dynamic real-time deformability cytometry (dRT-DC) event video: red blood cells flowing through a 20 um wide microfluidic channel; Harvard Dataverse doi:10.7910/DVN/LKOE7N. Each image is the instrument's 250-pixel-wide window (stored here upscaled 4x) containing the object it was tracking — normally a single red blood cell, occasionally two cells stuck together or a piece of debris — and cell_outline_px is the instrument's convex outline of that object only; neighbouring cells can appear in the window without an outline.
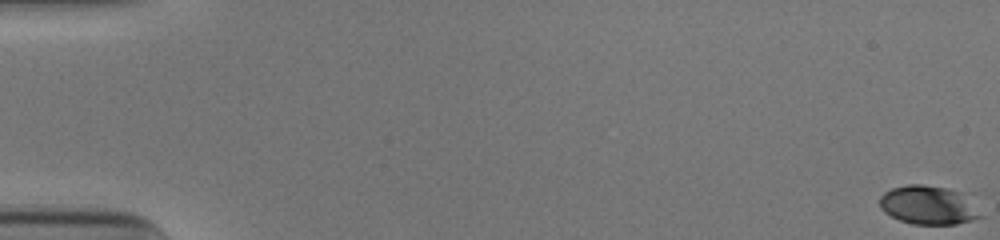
{"species": "human", "species_latin": "Homo sapiens", "temperature_condition": "cold", "stored_images_in_passage": 53, "camera_frame_rate_fps": 3000, "um_per_image_px": 0.085, "donor": {"sex": "male"}, "frame": {"image": 1, "passage_image": 1, "time_ms": 0.0, "image_size_px": [1000, 240], "cell_outline_px": [[984, 216], [972, 220], [956, 224], [912, 224], [900, 220], [884, 212], [880, 208], [880, 196], [884, 192], [892, 188], [908, 184], [920, 184], [944, 188], [960, 192]], "centroid_in_image_um": [78.86, 17.44], "position_along_channel_um": 6.1, "area_um2": 22.43}}
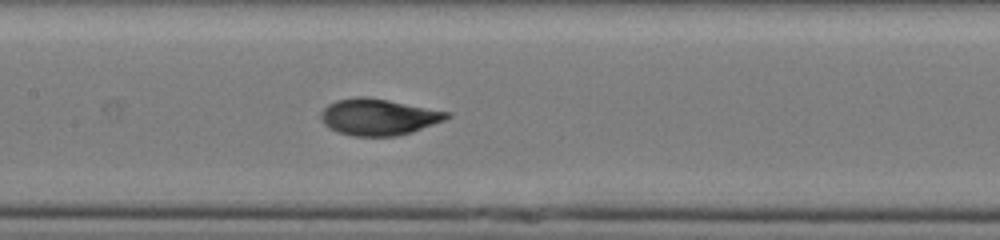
{"frame": {"image": 2, "passage_image": 27, "time_ms": 8.667, "image_size_px": [1000, 240], "cell_outline_px": [[452, 116], [444, 120], [412, 132], [396, 136], [352, 136], [328, 128], [324, 124], [320, 116], [320, 112], [328, 104], [336, 100], [356, 96], [364, 96], [388, 100], [452, 112]], "centroid_in_image_um": [32.17, 9.93], "position_along_channel_um": 175.2, "area_um2": 26.82}}
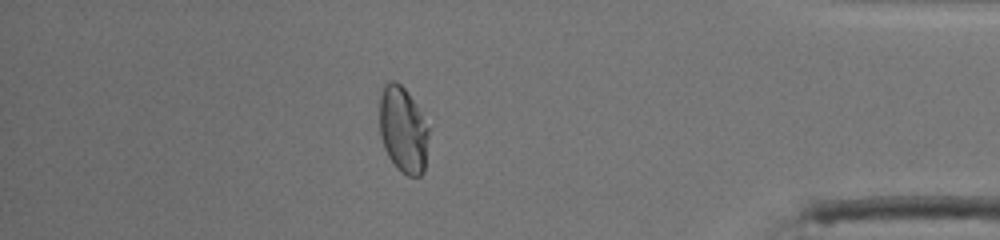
{"frame": {"image": 3, "passage_image": 47, "time_ms": 15.333, "image_size_px": [1000, 240], "cell_outline_px": [[428, 136], [424, 172], [420, 176], [408, 176], [396, 168], [388, 156], [384, 148], [380, 136], [380, 92], [384, 84], [388, 80], [396, 80], [408, 92], [416, 104], [428, 128]], "centroid_in_image_um": [34.24, 11.01], "position_along_channel_um": 401.0, "area_um2": 24.8}, "authors_computed_cell_mechanics": {"area_um2": 25.7788, "velocity_mm_per_s": 3.8947, "shape_relaxation_time_tau1_ms": 4.2155, "shape_relaxation_time_tau2_ms": null, "deformation_change_tau1": 0.1894, "deformation_change_tau2": null}}